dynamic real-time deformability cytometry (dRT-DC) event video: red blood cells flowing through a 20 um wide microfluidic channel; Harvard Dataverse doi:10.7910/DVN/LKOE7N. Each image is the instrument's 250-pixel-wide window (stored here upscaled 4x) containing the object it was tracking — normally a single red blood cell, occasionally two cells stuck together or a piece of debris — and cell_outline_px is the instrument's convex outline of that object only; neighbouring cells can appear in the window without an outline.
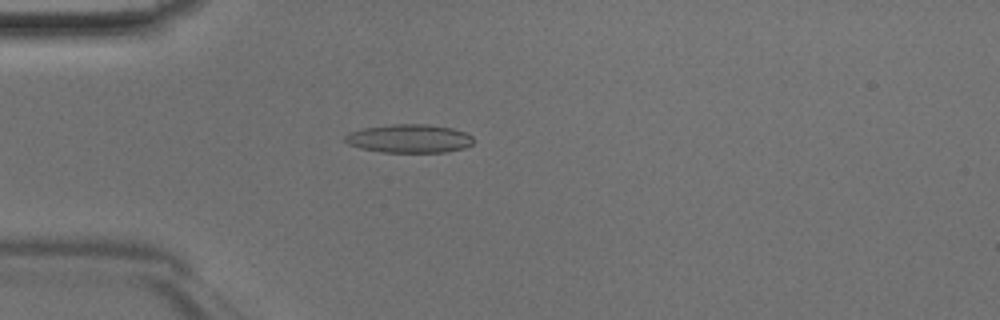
{"species": "Egyptian fruit bat (a non-hibernating species)", "species_latin": "Rousettus aegyptiacus", "temperature_condition": "room temperature", "stored_images_in_passage": 46, "camera_frame_rate_fps": 3000, "um_per_image_px": 0.085, "animal": {"sex": "male"}, "frame": {"image": 1, "passage_image": 13, "time_ms": 4.0, "image_size_px": [1000, 320], "cell_outline_px": [[472, 144], [464, 148], [444, 152], [380, 152], [360, 148], [348, 144], [344, 140], [344, 136], [348, 132], [364, 128], [392, 124], [428, 124], [452, 128], [464, 132], [472, 136]], "centroid_in_image_um": [34.75, 11.77], "position_along_channel_um": 50.2, "area_um2": 21.33}}
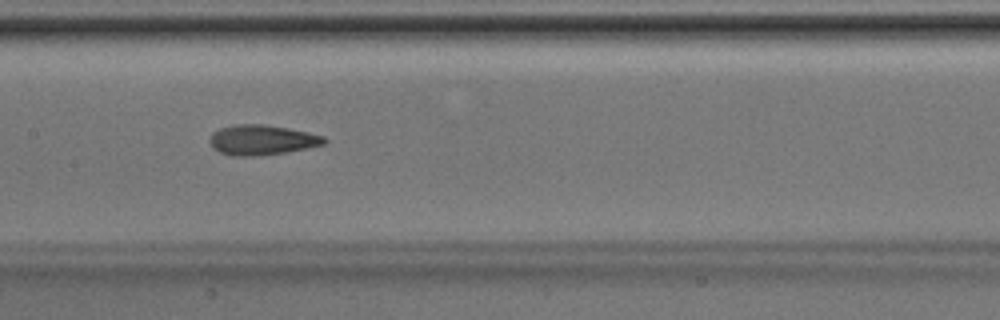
{"frame": {"image": 2, "passage_image": 23, "time_ms": 7.333, "image_size_px": [1000, 320], "cell_outline_px": [[328, 140], [324, 144], [288, 152], [260, 156], [232, 156], [220, 152], [212, 148], [208, 140], [212, 132], [220, 128], [236, 124], [264, 124], [288, 128], [308, 132], [324, 136]], "centroid_in_image_um": [22.24, 11.9], "position_along_channel_um": 185.2, "area_um2": 20.29}}
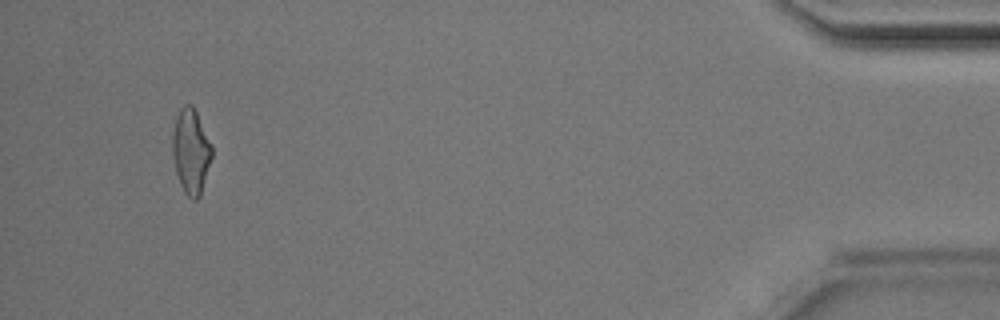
{"frame": {"image": 3, "passage_image": 44, "time_ms": 14.333, "image_size_px": [1000, 320], "cell_outline_px": [[212, 156], [200, 196], [196, 200], [192, 200], [184, 192], [180, 184], [176, 172], [172, 152], [172, 136], [176, 116], [180, 108], [184, 104], [192, 104], [212, 144]], "centroid_in_image_um": [16.22, 12.85], "position_along_channel_um": 419.0, "area_um2": 19.48}}